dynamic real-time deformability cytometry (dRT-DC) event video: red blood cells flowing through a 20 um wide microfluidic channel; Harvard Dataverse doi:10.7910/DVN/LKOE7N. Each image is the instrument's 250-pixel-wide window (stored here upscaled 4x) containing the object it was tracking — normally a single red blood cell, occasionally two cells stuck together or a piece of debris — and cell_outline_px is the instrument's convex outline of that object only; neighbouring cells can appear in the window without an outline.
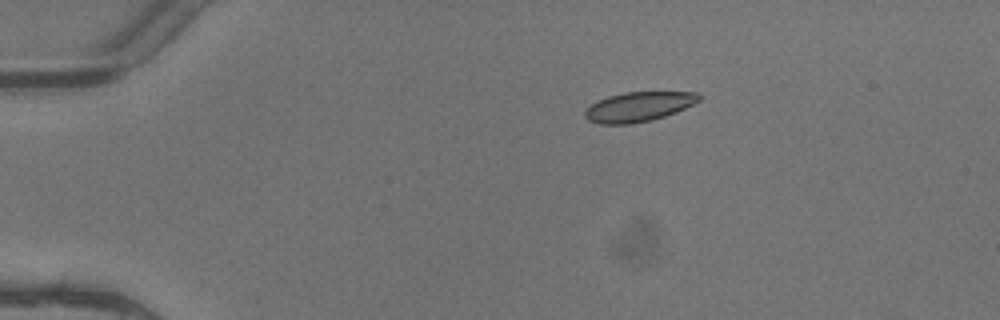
{"species": "common noctule bat (a hibernating species)", "species_latin": "Nyctalus noctula", "temperature_condition": "warm", "stored_images_in_passage": 2, "camera_frame_rate_fps": 3000, "um_per_image_px": 0.085, "animal": {"sex": "female"}, "frame": {"image": 1, "passage_image": 1, "time_ms": 0.0, "image_size_px": [1000, 320], "cell_outline_px": [[700, 100], [676, 112], [652, 120], [632, 124], [600, 124], [588, 120], [584, 116], [584, 112], [596, 100], [608, 96], [624, 92], [700, 92]], "centroid_in_image_um": [54.26, 9.07], "position_along_channel_um": 30.7, "area_um2": 19.71}}